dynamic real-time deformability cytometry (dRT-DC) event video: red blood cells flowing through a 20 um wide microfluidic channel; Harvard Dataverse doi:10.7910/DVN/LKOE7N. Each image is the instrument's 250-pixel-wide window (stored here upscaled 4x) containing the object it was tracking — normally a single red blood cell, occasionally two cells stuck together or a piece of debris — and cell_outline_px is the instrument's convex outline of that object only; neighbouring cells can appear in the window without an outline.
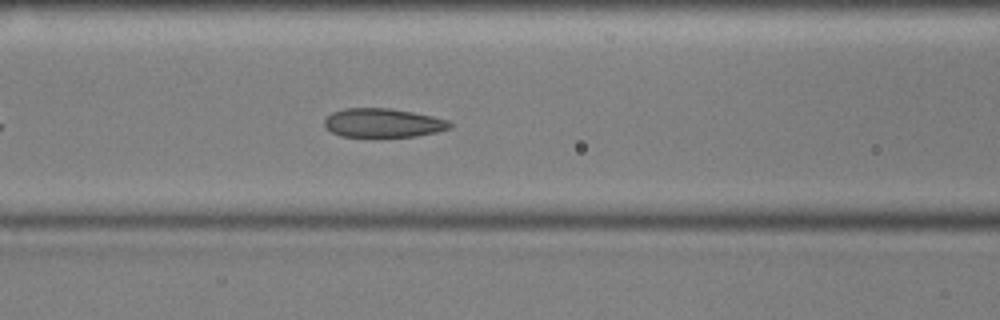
{"species": "common noctule bat (a hibernating species)", "species_latin": "Nyctalus noctula", "temperature_condition": "cold", "stored_images_in_passage": 14, "camera_frame_rate_fps": 3000, "um_per_image_px": 0.085, "animal": {"sex": "male", "body_mass_g": 17.9, "forearm_length_mm": 54.2}, "frame": {"image": 1, "passage_image": 12, "time_ms": 3.667, "image_size_px": [1000, 320], "cell_outline_px": [[452, 128], [436, 132], [416, 136], [340, 136], [324, 128], [324, 120], [332, 112], [344, 108], [392, 108], [432, 116], [448, 120], [452, 124]], "centroid_in_image_um": [32.54, 10.44], "position_along_channel_um": 134.1, "area_um2": 21.1}}